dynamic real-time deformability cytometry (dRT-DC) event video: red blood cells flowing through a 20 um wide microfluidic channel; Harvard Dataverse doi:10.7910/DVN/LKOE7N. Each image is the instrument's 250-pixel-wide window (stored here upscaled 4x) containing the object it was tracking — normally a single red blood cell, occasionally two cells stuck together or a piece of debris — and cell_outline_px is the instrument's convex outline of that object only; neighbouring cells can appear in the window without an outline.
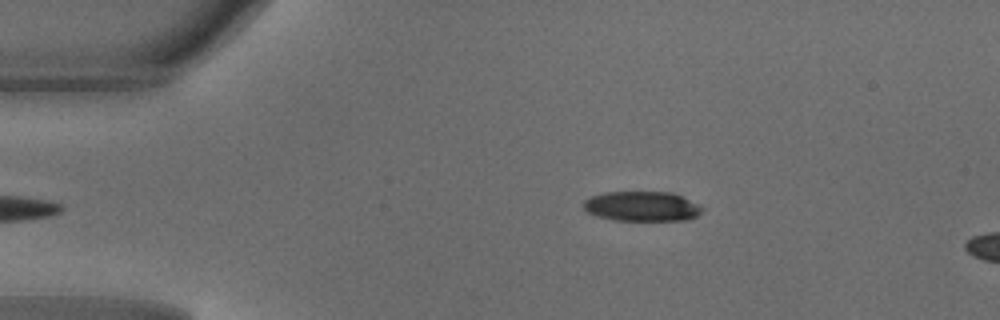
{"species": "common noctule bat (a hibernating species)", "species_latin": "Nyctalus noctula", "temperature_condition": "warm", "stored_images_in_passage": 7, "camera_frame_rate_fps": 3000, "um_per_image_px": 0.085, "animal": {"sex": "male", "body_mass_g": 18.8}, "frame": {"image": 1, "passage_image": 3, "time_ms": 0.667, "image_size_px": [1000, 320], "cell_outline_px": [[704, 208], [696, 216], [688, 220], [616, 220], [596, 216], [588, 212], [584, 208], [584, 200], [592, 196], [604, 192], [672, 192]], "centroid_in_image_um": [54.54, 17.54], "position_along_channel_um": 30.5, "area_um2": 20.4}}